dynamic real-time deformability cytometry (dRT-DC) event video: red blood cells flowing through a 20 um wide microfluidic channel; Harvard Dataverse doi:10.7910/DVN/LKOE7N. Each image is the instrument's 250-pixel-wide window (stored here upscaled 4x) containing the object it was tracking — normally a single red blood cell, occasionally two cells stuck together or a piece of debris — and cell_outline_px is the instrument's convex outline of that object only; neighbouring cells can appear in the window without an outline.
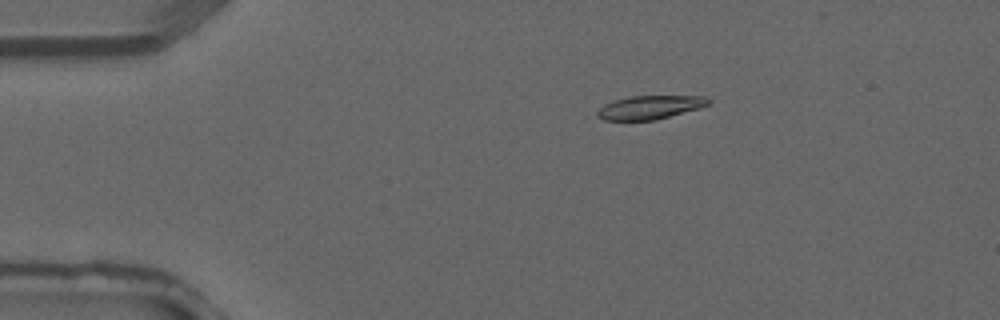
{"species": "common noctule bat (a hibernating species)", "species_latin": "Nyctalus noctula", "temperature_condition": "warm", "stored_images_in_passage": 2, "camera_frame_rate_fps": 3000, "um_per_image_px": 0.085, "animal": {"sex": "male", "forearm_length_mm": 52.5}, "frame": {"image": 1, "passage_image": 1, "time_ms": 0.0, "image_size_px": [1000, 320], "cell_outline_px": [[712, 100], [708, 104], [700, 108], [656, 120], [604, 120], [596, 116], [596, 112], [604, 104], [616, 100], [632, 96], [704, 96]], "centroid_in_image_um": [55.25, 9.13], "position_along_channel_um": 29.8, "area_um2": 15.2}}